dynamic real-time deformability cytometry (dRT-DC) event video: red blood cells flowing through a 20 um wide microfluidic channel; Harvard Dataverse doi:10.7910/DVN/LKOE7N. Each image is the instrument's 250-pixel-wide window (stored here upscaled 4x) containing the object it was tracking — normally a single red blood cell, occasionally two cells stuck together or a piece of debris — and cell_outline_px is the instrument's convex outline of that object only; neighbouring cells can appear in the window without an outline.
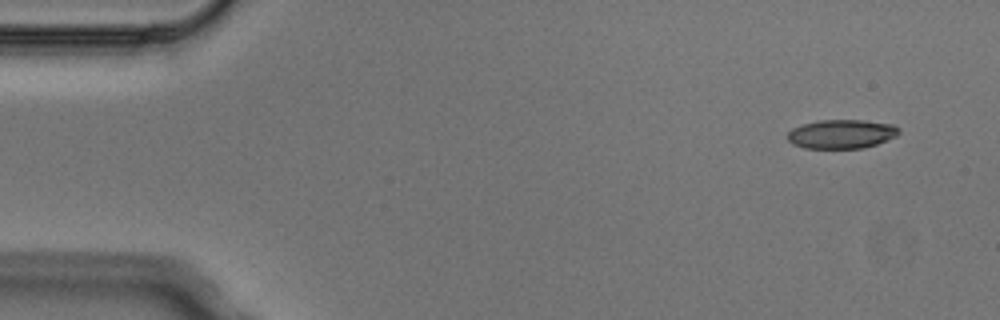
{"species": "Egyptian fruit bat (a non-hibernating species)", "species_latin": "Rousettus aegyptiacus", "temperature_condition": "cold", "stored_images_in_passage": 4, "camera_frame_rate_fps": 3000, "um_per_image_px": 0.085, "animal": {"sex": "male"}, "frame": {"image": 1, "passage_image": 1, "time_ms": 0.0, "image_size_px": [1000, 320], "cell_outline_px": [[900, 132], [896, 136], [876, 144], [864, 148], [804, 148], [792, 144], [788, 140], [788, 132], [792, 128], [804, 124], [820, 120], [864, 120], [892, 124], [900, 128]], "centroid_in_image_um": [71.53, 11.39], "position_along_channel_um": 13.5, "area_um2": 18.79}}